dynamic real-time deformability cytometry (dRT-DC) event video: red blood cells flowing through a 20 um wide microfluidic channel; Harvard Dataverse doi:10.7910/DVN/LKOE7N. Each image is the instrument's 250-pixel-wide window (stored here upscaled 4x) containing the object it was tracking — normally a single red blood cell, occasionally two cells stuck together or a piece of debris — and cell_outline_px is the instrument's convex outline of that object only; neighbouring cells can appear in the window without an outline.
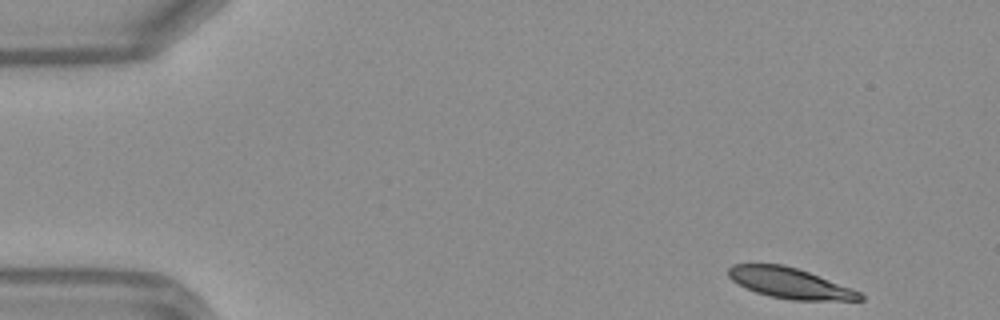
{"species": "Egyptian fruit bat (a non-hibernating species)", "species_latin": "Rousettus aegyptiacus", "temperature_condition": "warm", "stored_images_in_passage": 45, "camera_frame_rate_fps": 3000, "um_per_image_px": 0.085, "frame": {"image": 1, "passage_image": 1, "time_ms": 0.0, "image_size_px": [1000, 320], "cell_outline_px": [[864, 300], [792, 300], [768, 296], [744, 288], [732, 280], [728, 276], [728, 268], [732, 264], [784, 264], [808, 272], [852, 288], [860, 292], [864, 296]], "centroid_in_image_um": [67.12, 24.07], "position_along_channel_um": 17.9, "area_um2": 23.41}}
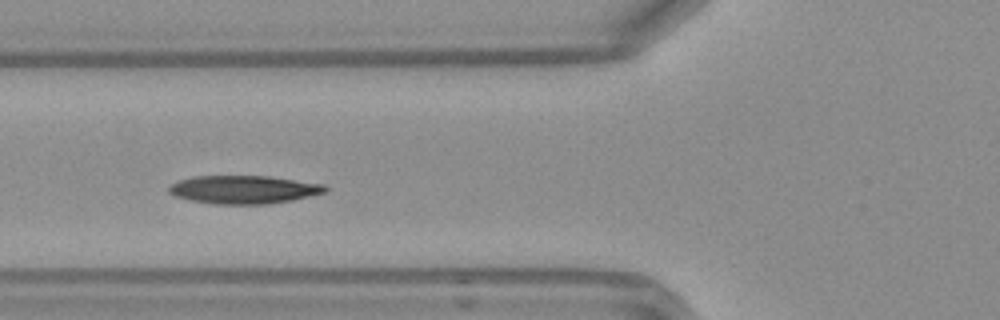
{"frame": {"image": 2, "passage_image": 15, "time_ms": 4.667, "image_size_px": [1000, 320], "cell_outline_px": [[328, 192], [292, 200], [268, 204], [212, 204], [192, 200], [176, 196], [168, 192], [168, 188], [172, 184], [180, 180], [192, 176], [272, 176], [324, 184], [328, 188]], "centroid_in_image_um": [20.76, 16.11], "position_along_channel_um": 105.0, "area_um2": 25.78}}
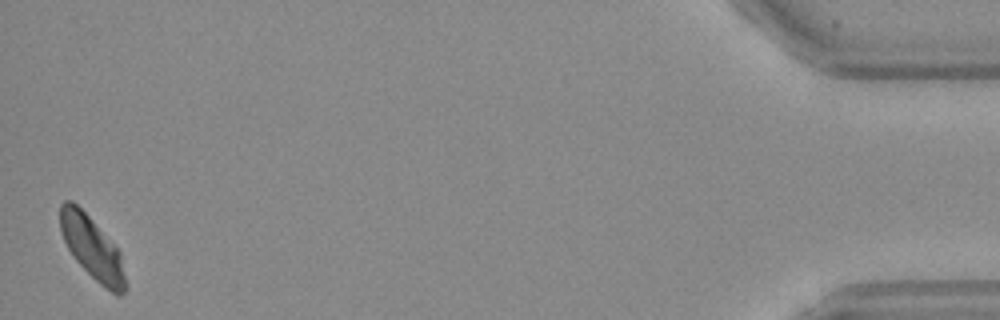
{"frame": {"image": 3, "passage_image": 45, "time_ms": 14.667, "image_size_px": [1000, 320], "cell_outline_px": [[128, 288], [120, 296], [116, 296], [100, 284], [76, 260], [68, 248], [60, 232], [60, 204], [64, 200], [72, 200], [88, 216], [120, 252]], "centroid_in_image_um": [7.84, 21.1], "position_along_channel_um": 427.4, "area_um2": 23.52}, "authors_computed_cell_mechanics": {"area_um2": 25.0274, "velocity_mm_per_s": 4.1103, "shape_relaxation_time_tau1_ms": 3.8495, "shape_relaxation_time_tau2_ms": null, "deformation_change_tau1": 0.1315, "deformation_change_tau2": null}}